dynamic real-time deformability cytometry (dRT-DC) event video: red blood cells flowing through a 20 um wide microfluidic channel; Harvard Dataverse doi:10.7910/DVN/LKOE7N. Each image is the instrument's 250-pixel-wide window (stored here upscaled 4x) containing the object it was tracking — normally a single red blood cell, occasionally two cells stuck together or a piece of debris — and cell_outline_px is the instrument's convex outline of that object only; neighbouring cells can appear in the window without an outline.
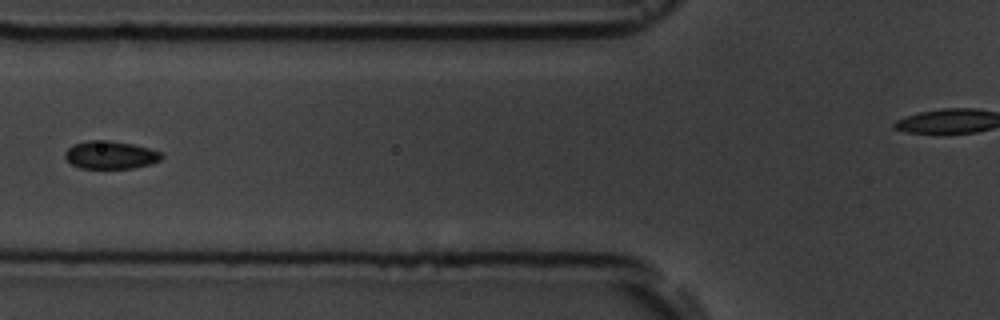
{"species": "common noctule bat (a hibernating species)", "species_latin": "Nyctalus noctula", "temperature_condition": "room temperature", "stored_images_in_passage": 7, "camera_frame_rate_fps": 3000, "um_per_image_px": 0.085, "animal": {"sex": "male", "body_mass_g": 19.5, "forearm_length_mm": 54.6}, "frame": {"image": 1, "passage_image": 6, "time_ms": 5.667, "image_size_px": [1000, 320], "cell_outline_px": [[164, 156], [160, 160], [152, 164], [132, 168], [80, 168], [72, 164], [64, 156], [64, 152], [72, 144], [88, 140], [108, 140], [132, 144], [148, 148], [160, 152]], "centroid_in_image_um": [9.38, 13.17], "position_along_channel_um": 116.4, "area_um2": 15.72}}
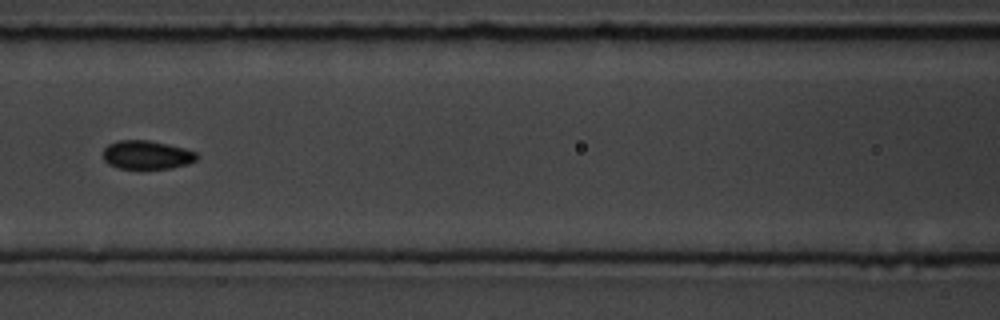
{"frame": {"image": 2, "passage_image": 7, "time_ms": 6.667, "image_size_px": [1000, 320], "cell_outline_px": [[200, 156], [196, 160], [188, 164], [172, 168], [120, 168], [108, 164], [104, 160], [104, 148], [108, 144], [116, 140], [148, 140], [168, 144], [184, 148], [196, 152]], "centroid_in_image_um": [12.49, 13.15], "position_along_channel_um": 154.1, "area_um2": 15.66}}